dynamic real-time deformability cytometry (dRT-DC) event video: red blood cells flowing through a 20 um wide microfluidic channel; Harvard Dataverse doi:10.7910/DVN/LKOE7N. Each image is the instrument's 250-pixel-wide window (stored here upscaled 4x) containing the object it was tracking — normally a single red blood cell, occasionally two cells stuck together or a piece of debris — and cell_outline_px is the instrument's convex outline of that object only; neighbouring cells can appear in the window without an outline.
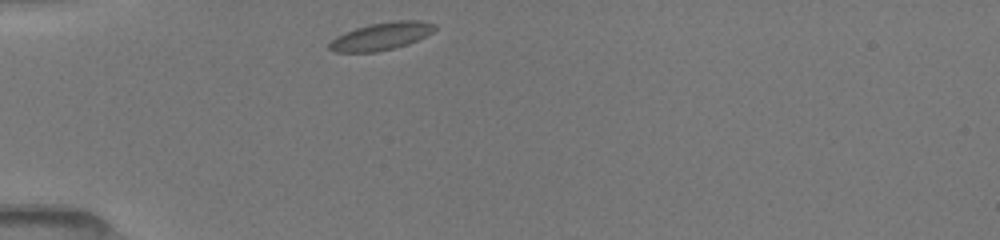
{"species": "common noctule bat (a hibernating species)", "species_latin": "Nyctalus noctula", "temperature_condition": "room temperature", "stored_images_in_passage": 37, "camera_frame_rate_fps": 3000, "um_per_image_px": 0.085, "animal": {"sex": "female", "body_mass_g": 19.5, "forearm_length_mm": 54.1}, "frame": {"image": 1, "passage_image": 1, "time_ms": 0.0, "image_size_px": [1000, 240], "cell_outline_px": [[436, 28], [432, 32], [408, 44], [376, 52], [336, 52], [328, 48], [328, 44], [336, 36], [344, 32], [356, 28], [372, 24], [396, 20], [420, 20], [436, 24]], "centroid_in_image_um": [32.39, 3.07], "position_along_channel_um": 52.6, "area_um2": 16.76}}
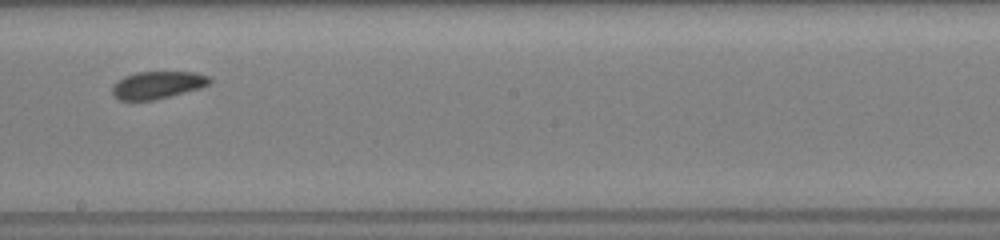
{"frame": {"image": 2, "passage_image": 16, "time_ms": 5.0, "image_size_px": [1000, 240], "cell_outline_px": [[212, 80], [208, 84], [200, 88], [156, 100], [120, 100], [112, 92], [112, 88], [124, 76], [136, 72], [196, 72], [208, 76]], "centroid_in_image_um": [13.42, 7.22], "position_along_channel_um": 234.8, "area_um2": 15.37}}
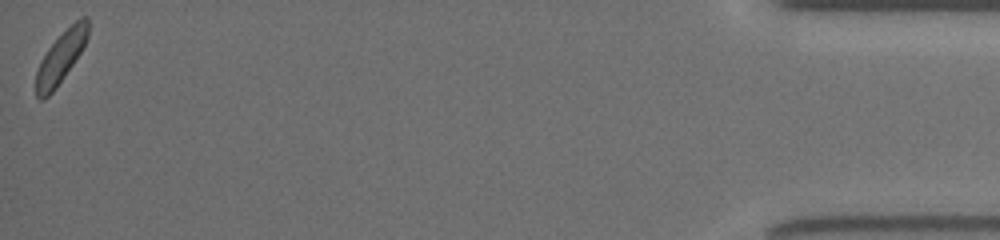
{"frame": {"image": 3, "passage_image": 37, "time_ms": 12.0, "image_size_px": [1000, 240], "cell_outline_px": [[88, 36], [80, 52], [64, 76], [52, 92], [44, 100], [40, 100], [36, 96], [36, 72], [40, 60], [48, 48], [80, 16], [88, 16]], "centroid_in_image_um": [5.15, 4.88], "position_along_channel_um": 430.1, "area_um2": 15.14}, "authors_computed_cell_mechanics": {"area_um2": 15.6638, "velocity_mm_per_s": 3.9991, "shape_relaxation_time_tau1_ms": 1.5121, "shape_relaxation_time_tau2_ms": 1.6268, "deformation_change_tau1": 0.06, "deformation_change_tau2": 0.0527}}